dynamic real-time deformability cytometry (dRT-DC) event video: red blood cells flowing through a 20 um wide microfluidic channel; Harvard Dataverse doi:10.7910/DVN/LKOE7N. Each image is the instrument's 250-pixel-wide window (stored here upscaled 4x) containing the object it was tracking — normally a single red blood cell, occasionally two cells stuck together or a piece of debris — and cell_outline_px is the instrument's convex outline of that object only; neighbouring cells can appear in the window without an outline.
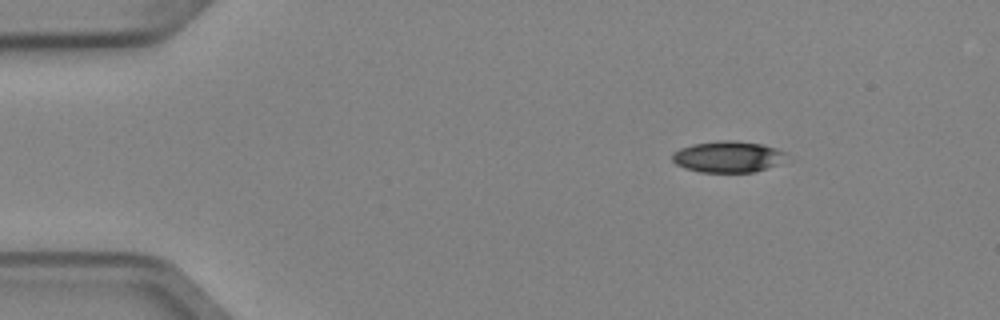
{"species": "Egyptian fruit bat (a non-hibernating species)", "species_latin": "Rousettus aegyptiacus", "temperature_condition": "cold", "stored_images_in_passage": 3, "camera_frame_rate_fps": 3000, "um_per_image_px": 0.085, "animal": {"sex": "female"}, "frame": {"image": 1, "passage_image": 1, "time_ms": 0.0, "image_size_px": [1000, 320], "cell_outline_px": [[784, 152], [776, 164], [768, 168], [756, 172], [700, 172], [684, 168], [676, 164], [672, 160], [672, 152], [680, 148], [692, 144], [720, 140], [736, 140], [764, 144], [776, 148]], "centroid_in_image_um": [61.79, 13.31], "position_along_channel_um": 23.2, "area_um2": 20.69}}